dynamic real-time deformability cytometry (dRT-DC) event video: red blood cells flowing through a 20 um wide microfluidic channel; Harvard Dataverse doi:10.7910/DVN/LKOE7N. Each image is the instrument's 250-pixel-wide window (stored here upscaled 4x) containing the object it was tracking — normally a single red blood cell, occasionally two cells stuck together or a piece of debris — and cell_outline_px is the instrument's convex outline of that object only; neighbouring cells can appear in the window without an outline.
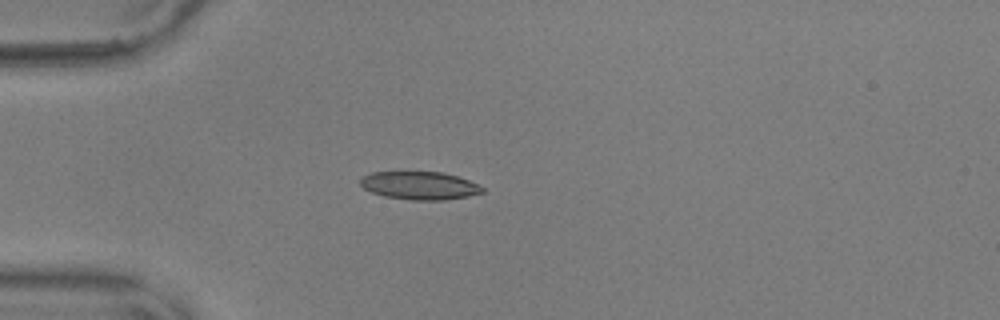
{"species": "common noctule bat (a hibernating species)", "species_latin": "Nyctalus noctula", "temperature_condition": "warm", "stored_images_in_passage": 41, "camera_frame_rate_fps": 3000, "um_per_image_px": 0.085, "animal": {"sex": "male", "body_mass_g": 17.9, "forearm_length_mm": 54.2}, "frame": {"image": 1, "passage_image": 1, "time_ms": 0.0, "image_size_px": [1000, 320], "cell_outline_px": [[484, 192], [468, 196], [444, 200], [412, 200], [384, 196], [372, 192], [364, 188], [360, 184], [360, 176], [372, 172], [444, 172], [468, 180], [484, 188]], "centroid_in_image_um": [35.64, 15.77], "position_along_channel_um": 49.4, "area_um2": 19.88}}
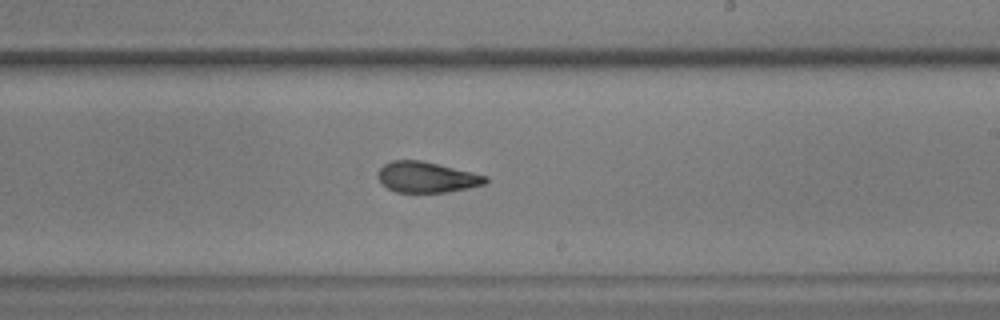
{"frame": {"image": 2, "passage_image": 19, "time_ms": 6.0, "image_size_px": [1000, 320], "cell_outline_px": [[488, 180], [484, 184], [468, 188], [448, 192], [396, 192], [388, 188], [376, 176], [380, 168], [384, 164], [392, 160], [420, 160], [472, 172], [488, 176]], "centroid_in_image_um": [36.26, 15.06], "position_along_channel_um": 252.7, "area_um2": 19.13}}
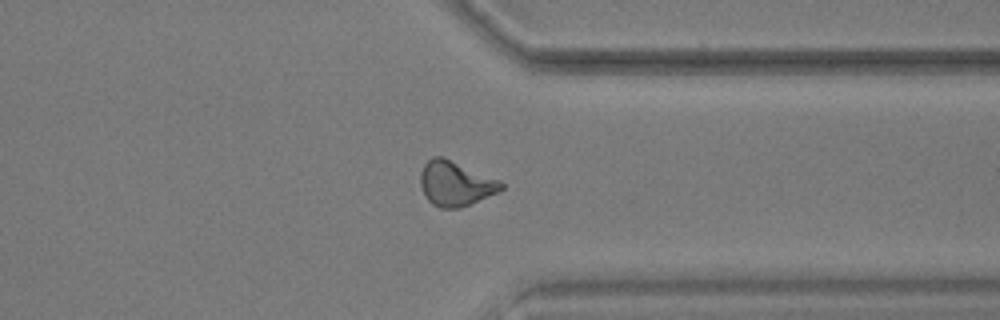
{"frame": {"image": 3, "passage_image": 29, "time_ms": 9.333, "image_size_px": [1000, 320], "cell_outline_px": [[504, 188], [496, 192], [460, 208], [440, 208], [432, 204], [424, 196], [420, 184], [420, 172], [424, 164], [432, 156], [444, 156], [500, 180], [504, 184]], "centroid_in_image_um": [38.68, 15.58], "position_along_channel_um": 372.7, "area_um2": 21.15}, "authors_computed_cell_mechanics": {"area_um2": 20.4034, "velocity_mm_per_s": 3.6397, "shape_relaxation_time_tau1_ms": null, "shape_relaxation_time_tau2_ms": 1.6714, "deformation_change_tau1": null, "deformation_change_tau2": 0.0908}}